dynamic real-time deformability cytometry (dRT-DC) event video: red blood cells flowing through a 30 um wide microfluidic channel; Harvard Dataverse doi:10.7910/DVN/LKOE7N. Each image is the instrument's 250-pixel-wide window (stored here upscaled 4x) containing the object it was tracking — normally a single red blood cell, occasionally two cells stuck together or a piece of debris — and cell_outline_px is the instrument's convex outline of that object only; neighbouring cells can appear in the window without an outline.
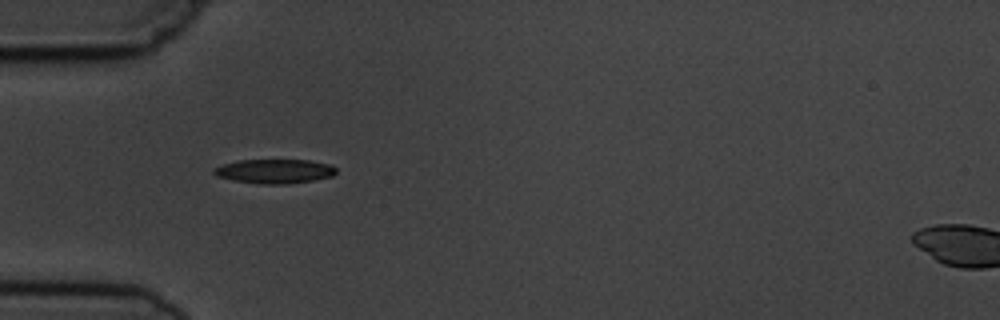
{"species": "common noctule bat (a hibernating species)", "species_latin": "Nyctalus noctula", "temperature_condition": "cold", "stored_images_in_passage": 12, "camera_frame_rate_fps": 3000, "um_per_image_px": 0.085, "animal": {"sex": "male", "body_mass_g": 19.5, "forearm_length_mm": 54.6}, "frame": {"image": 1, "passage_image": 6, "time_ms": 6.0, "image_size_px": [1000, 320], "cell_outline_px": [[336, 172], [332, 176], [312, 180], [288, 184], [264, 184], [232, 180], [216, 176], [212, 172], [212, 168], [236, 160], [308, 160], [332, 164], [336, 168]], "centroid_in_image_um": [23.32, 14.55], "position_along_channel_um": 61.7, "area_um2": 17.34}}
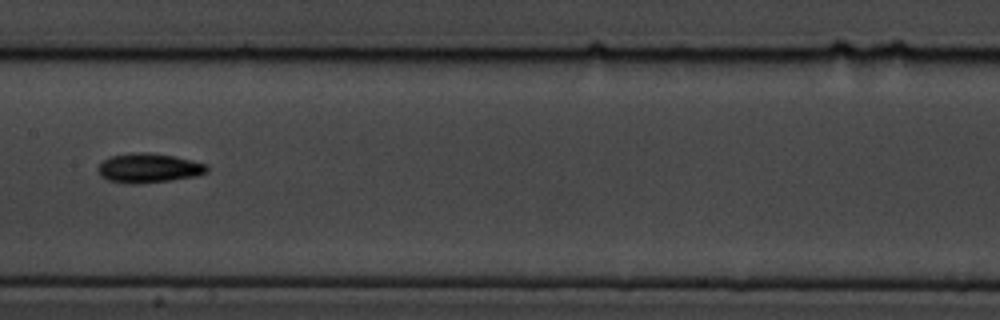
{"frame": {"image": 2, "passage_image": 9, "time_ms": 9.667, "image_size_px": [1000, 320], "cell_outline_px": [[208, 172], [196, 176], [168, 180], [136, 184], [124, 184], [108, 180], [100, 176], [96, 168], [104, 160], [112, 156], [132, 152], [148, 152], [176, 156], [208, 164]], "centroid_in_image_um": [12.63, 14.28], "position_along_channel_um": 194.8, "area_um2": 18.84}}
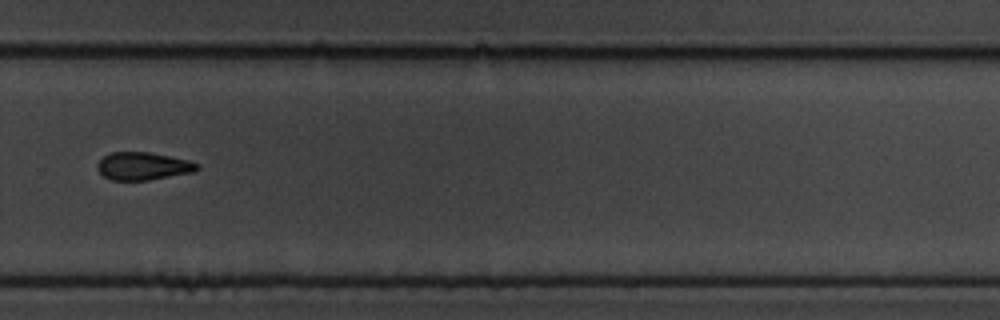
{"frame": {"image": 3, "passage_image": 12, "time_ms": 13.0, "image_size_px": [1000, 320], "cell_outline_px": [[200, 168], [196, 172], [148, 180], [112, 180], [104, 176], [96, 168], [96, 164], [104, 156], [112, 152], [148, 152], [188, 160], [200, 164]], "centroid_in_image_um": [12.18, 14.12], "position_along_channel_um": 317.6, "area_um2": 16.18}}